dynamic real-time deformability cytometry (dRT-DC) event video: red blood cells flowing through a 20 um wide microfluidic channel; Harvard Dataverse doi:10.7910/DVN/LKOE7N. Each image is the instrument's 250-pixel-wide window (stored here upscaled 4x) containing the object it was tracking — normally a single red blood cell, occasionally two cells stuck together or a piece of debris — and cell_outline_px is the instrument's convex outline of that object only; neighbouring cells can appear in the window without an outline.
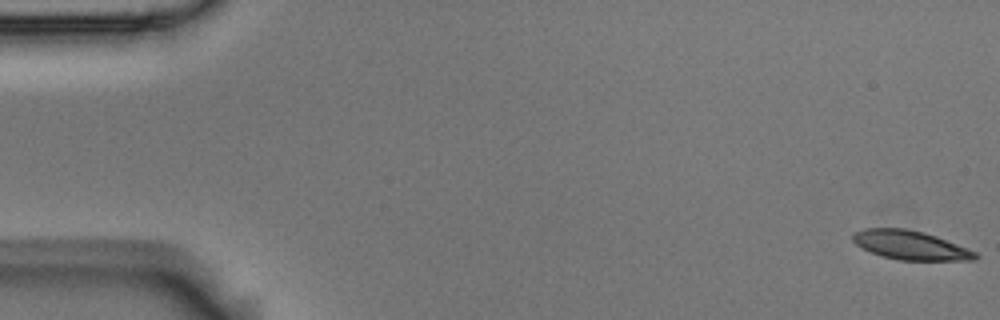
{"species": "Egyptian fruit bat (a non-hibernating species)", "species_latin": "Rousettus aegyptiacus", "temperature_condition": "room temperature", "stored_images_in_passage": 4, "camera_frame_rate_fps": 3000, "um_per_image_px": 0.085, "animal": {"sex": "male"}, "frame": {"image": 1, "passage_image": 1, "time_ms": 0.0, "image_size_px": [1000, 320], "cell_outline_px": [[980, 256], [976, 260], [896, 260], [872, 252], [856, 244], [852, 240], [852, 232], [864, 228], [904, 228], [924, 232], [936, 236], [976, 252]], "centroid_in_image_um": [77.37, 20.83], "position_along_channel_um": 7.6, "area_um2": 20.58}}
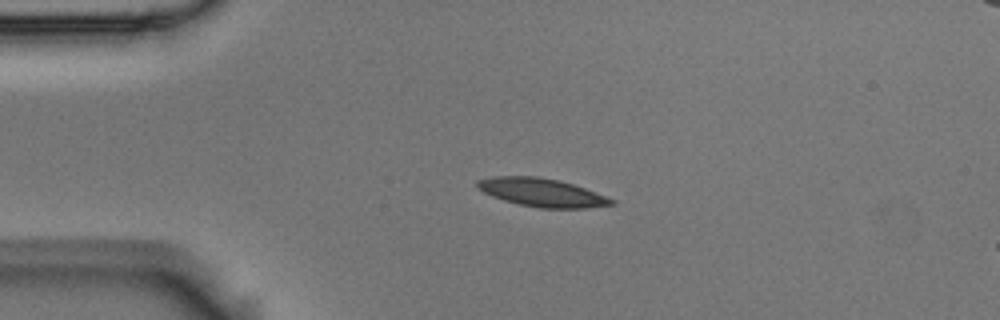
{"frame": {"image": 2, "passage_image": 4, "time_ms": 1.0, "image_size_px": [1000, 320], "cell_outline_px": [[616, 204], [584, 208], [540, 208], [520, 204], [504, 200], [492, 196], [476, 188], [476, 180], [492, 176], [536, 176], [556, 180], [572, 184], [584, 188], [616, 200]], "centroid_in_image_um": [46.03, 16.36], "position_along_channel_um": 39.0, "area_um2": 21.96}}